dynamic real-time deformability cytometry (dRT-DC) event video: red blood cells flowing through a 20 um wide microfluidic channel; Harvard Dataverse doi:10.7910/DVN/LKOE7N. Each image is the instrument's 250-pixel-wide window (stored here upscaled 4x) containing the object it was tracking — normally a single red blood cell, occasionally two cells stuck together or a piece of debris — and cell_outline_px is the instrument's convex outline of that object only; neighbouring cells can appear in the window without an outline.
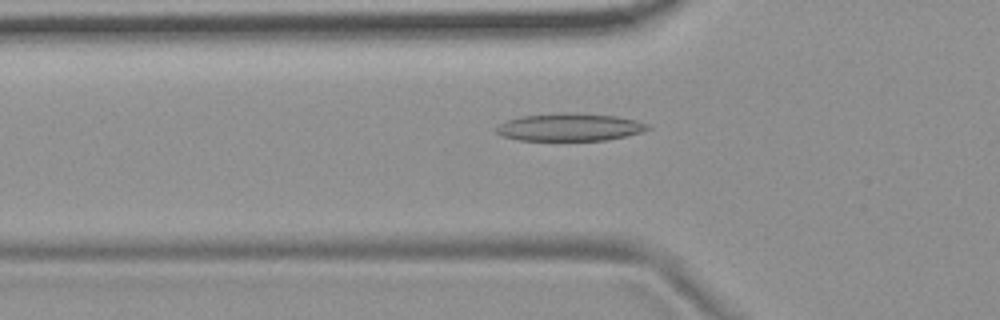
{"species": "common noctule bat (a hibernating species)", "species_latin": "Nyctalus noctula", "temperature_condition": "room temperature", "stored_images_in_passage": 52, "camera_frame_rate_fps": 3000, "um_per_image_px": 0.085, "animal": {"sex": "female", "body_mass_g": 19.9}, "frame": {"image": 1, "passage_image": 16, "time_ms": 5.0, "image_size_px": [1000, 320], "cell_outline_px": [[652, 128], [640, 132], [608, 140], [520, 140], [500, 136], [496, 132], [496, 128], [500, 124], [508, 120], [520, 116], [616, 116], [636, 120], [648, 124]], "centroid_in_image_um": [48.43, 10.87], "position_along_channel_um": 77.4, "area_um2": 22.89}}
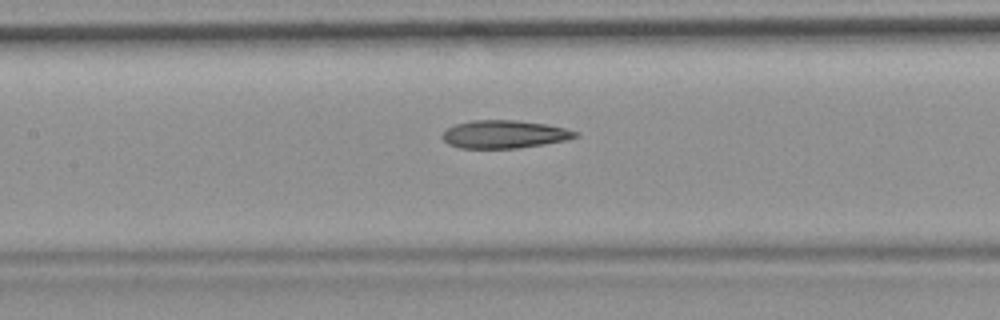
{"frame": {"image": 2, "passage_image": 23, "time_ms": 7.333, "image_size_px": [1000, 320], "cell_outline_px": [[580, 136], [564, 140], [544, 144], [516, 148], [460, 148], [448, 144], [440, 136], [448, 128], [456, 124], [472, 120], [520, 120], [548, 124], [580, 132]], "centroid_in_image_um": [42.88, 11.4], "position_along_channel_um": 164.5, "area_um2": 21.73}}
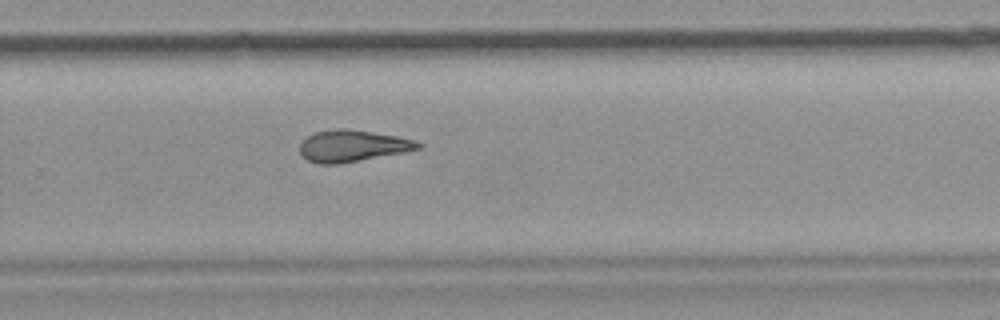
{"frame": {"image": 3, "passage_image": 34, "time_ms": 11.0, "image_size_px": [1000, 320], "cell_outline_px": [[424, 144], [420, 148], [404, 152], [336, 164], [320, 164], [308, 160], [300, 152], [300, 144], [308, 136], [316, 132], [336, 128], [348, 128], [396, 136], [416, 140]], "centroid_in_image_um": [29.98, 12.39], "position_along_channel_um": 299.8, "area_um2": 21.56}, "authors_computed_cell_mechanics": {"area_um2": 22.5709, "velocity_mm_per_s": 3.7085, "shape_relaxation_time_tau1_ms": null, "shape_relaxation_time_tau2_ms": 4.8011, "deformation_change_tau1": null, "deformation_change_tau2": 0.1568}}